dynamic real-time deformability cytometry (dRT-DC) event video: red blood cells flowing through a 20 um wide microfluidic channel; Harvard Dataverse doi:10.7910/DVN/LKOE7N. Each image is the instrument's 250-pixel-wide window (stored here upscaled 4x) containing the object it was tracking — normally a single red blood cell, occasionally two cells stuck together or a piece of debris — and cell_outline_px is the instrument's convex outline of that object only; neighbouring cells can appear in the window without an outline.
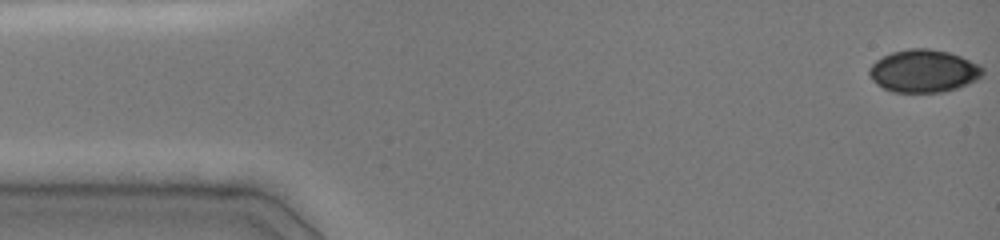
{"species": "common noctule bat (a hibernating species)", "species_latin": "Nyctalus noctula", "temperature_condition": "cold", "stored_images_in_passage": 47, "camera_frame_rate_fps": 3000, "um_per_image_px": 0.085, "animal": {"sex": "female", "body_mass_g": 19.0, "forearm_length_mm": 51.5}, "frame": {"image": 1, "passage_image": 1, "time_ms": 0.0, "image_size_px": [1000, 240], "cell_outline_px": [[984, 72], [976, 80], [968, 84], [944, 92], [892, 92], [876, 84], [872, 80], [868, 72], [868, 68], [876, 60], [892, 52], [908, 48], [928, 48], [948, 52], [960, 56], [980, 64], [984, 68]], "centroid_in_image_um": [78.5, 6.03], "position_along_channel_um": 6.5, "area_um2": 28.32}}
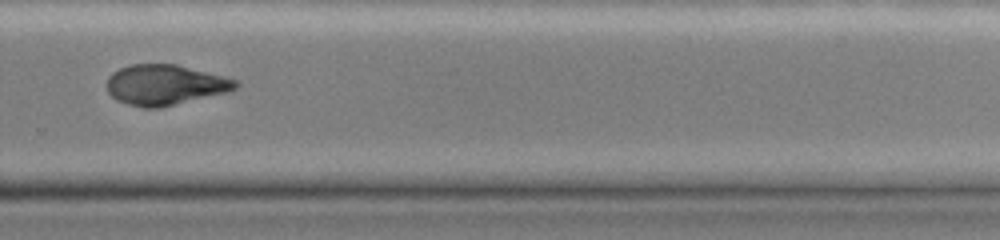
{"frame": {"image": 2, "passage_image": 33, "time_ms": 10.667, "image_size_px": [1000, 240], "cell_outline_px": [[240, 84], [236, 88], [228, 92], [160, 108], [144, 108], [128, 104], [116, 100], [108, 92], [108, 76], [112, 72], [120, 68], [132, 64], [176, 64], [236, 80]], "centroid_in_image_um": [14.01, 7.22], "position_along_channel_um": 315.8, "area_um2": 30.11}}
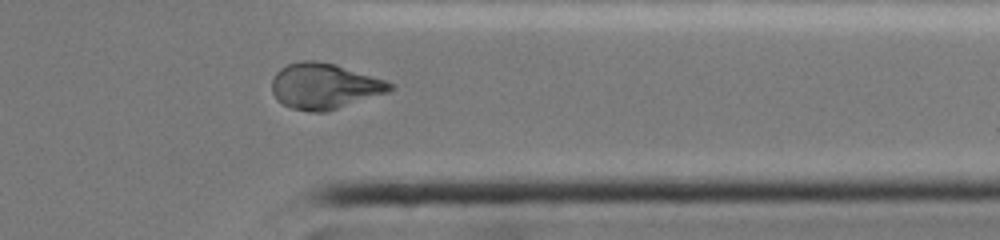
{"frame": {"image": 3, "passage_image": 38, "time_ms": 12.333, "image_size_px": [1000, 240], "cell_outline_px": [[396, 84], [388, 92], [328, 112], [312, 112], [292, 108], [276, 100], [272, 92], [272, 80], [276, 72], [280, 68], [288, 64], [304, 60], [316, 60], [336, 64]], "centroid_in_image_um": [27.56, 7.32], "position_along_channel_um": 383.8, "area_um2": 31.5}}